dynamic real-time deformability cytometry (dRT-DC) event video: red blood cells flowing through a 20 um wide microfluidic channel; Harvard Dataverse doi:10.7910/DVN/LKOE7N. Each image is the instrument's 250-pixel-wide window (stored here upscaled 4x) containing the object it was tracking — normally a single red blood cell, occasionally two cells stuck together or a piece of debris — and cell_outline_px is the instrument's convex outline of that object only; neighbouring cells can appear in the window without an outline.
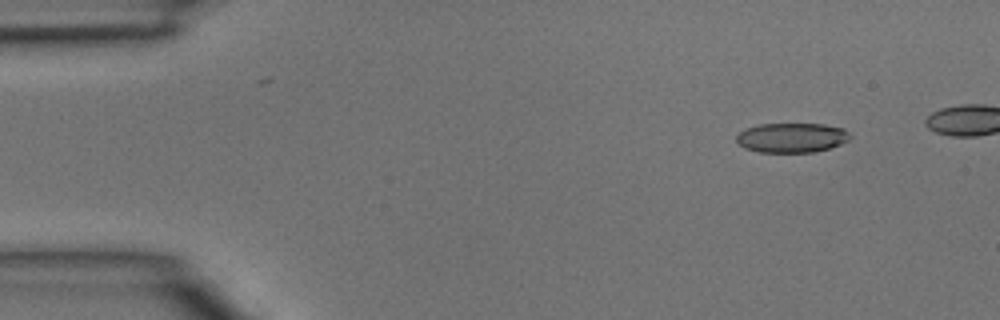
{"species": "common noctule bat (a hibernating species)", "species_latin": "Nyctalus noctula", "temperature_condition": "room temperature", "stored_images_in_passage": 4, "camera_frame_rate_fps": 3000, "um_per_image_px": 0.085, "animal": {"sex": "male", "body_mass_g": 15.6}, "frame": {"image": 1, "passage_image": 1, "time_ms": 0.0, "image_size_px": [1000, 320], "cell_outline_px": [[852, 136], [848, 140], [840, 144], [828, 148], [812, 152], [760, 152], [744, 148], [736, 140], [736, 136], [740, 132], [748, 128], [760, 124], [824, 124], [844, 128]], "centroid_in_image_um": [67.31, 11.7], "position_along_channel_um": 17.7, "area_um2": 19.48}}